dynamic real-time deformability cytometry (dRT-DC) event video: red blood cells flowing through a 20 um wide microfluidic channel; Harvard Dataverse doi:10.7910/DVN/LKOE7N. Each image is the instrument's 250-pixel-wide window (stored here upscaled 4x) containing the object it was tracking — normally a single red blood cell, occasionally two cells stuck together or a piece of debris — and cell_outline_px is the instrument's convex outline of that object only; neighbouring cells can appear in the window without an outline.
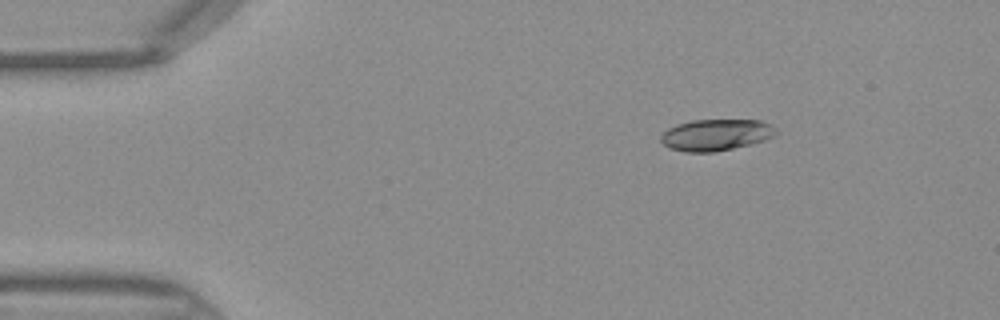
{"species": "Egyptian fruit bat (a non-hibernating species)", "species_latin": "Rousettus aegyptiacus", "temperature_condition": "warm", "stored_images_in_passage": 39, "camera_frame_rate_fps": 3000, "um_per_image_px": 0.085, "frame": {"image": 1, "passage_image": 1, "time_ms": 0.0, "image_size_px": [1000, 320], "cell_outline_px": [[780, 132], [764, 140], [732, 148], [712, 152], [684, 152], [672, 148], [664, 144], [660, 140], [660, 136], [668, 128], [676, 124], [692, 120], [760, 120], [772, 124]], "centroid_in_image_um": [60.87, 11.45], "position_along_channel_um": 24.1, "area_um2": 21.04}}
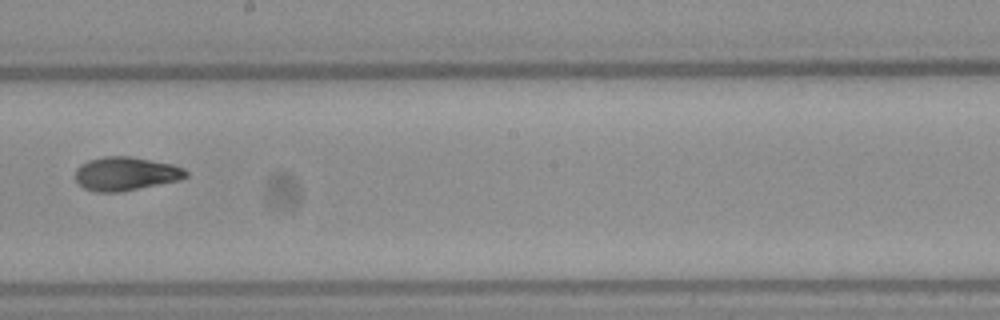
{"frame": {"image": 2, "passage_image": 20, "time_ms": 6.333, "image_size_px": [1000, 320], "cell_outline_px": [[188, 176], [180, 180], [120, 192], [96, 192], [84, 188], [76, 180], [76, 168], [80, 164], [88, 160], [104, 156], [132, 156], [172, 164], [184, 168], [188, 172]], "centroid_in_image_um": [10.69, 14.76], "position_along_channel_um": 237.5, "area_um2": 21.79}}
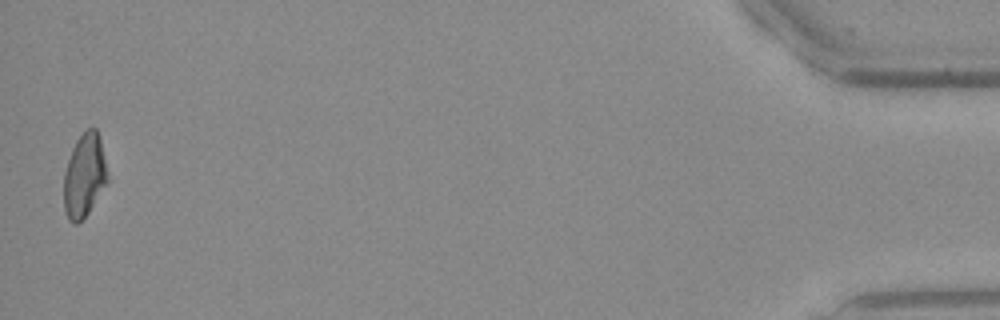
{"frame": {"image": 3, "passage_image": 39, "time_ms": 12.667, "image_size_px": [1000, 320], "cell_outline_px": [[108, 180], [88, 212], [76, 224], [72, 224], [68, 220], [64, 208], [64, 172], [72, 148], [76, 140], [88, 128], [96, 128], [100, 136], [108, 176]], "centroid_in_image_um": [7.16, 14.9], "position_along_channel_um": 428.0, "area_um2": 21.04}}